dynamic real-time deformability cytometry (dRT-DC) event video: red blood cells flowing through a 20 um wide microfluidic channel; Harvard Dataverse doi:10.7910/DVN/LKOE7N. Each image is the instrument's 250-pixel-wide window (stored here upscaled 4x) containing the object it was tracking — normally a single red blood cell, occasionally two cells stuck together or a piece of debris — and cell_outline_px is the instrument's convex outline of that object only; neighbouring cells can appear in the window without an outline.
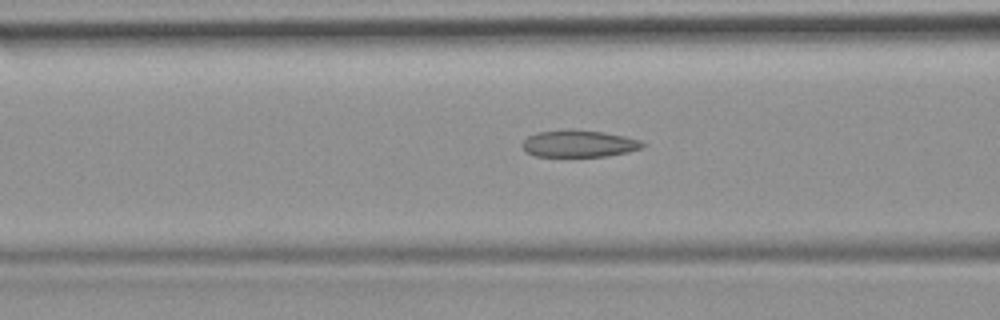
{"species": "common noctule bat (a hibernating species)", "species_latin": "Nyctalus noctula", "temperature_condition": "room temperature", "stored_images_in_passage": 27, "camera_frame_rate_fps": 3000, "um_per_image_px": 0.085, "animal": {"sex": "female", "body_mass_g": 19.9}, "frame": {"image": 1, "passage_image": 5, "time_ms": 1.333, "image_size_px": [1000, 320], "cell_outline_px": [[648, 144], [644, 148], [628, 152], [608, 156], [536, 156], [528, 152], [524, 148], [524, 140], [528, 136], [540, 132], [568, 128], [572, 128], [604, 132], [624, 136], [640, 140]], "centroid_in_image_um": [49.29, 12.19], "position_along_channel_um": 117.3, "area_um2": 19.02}}
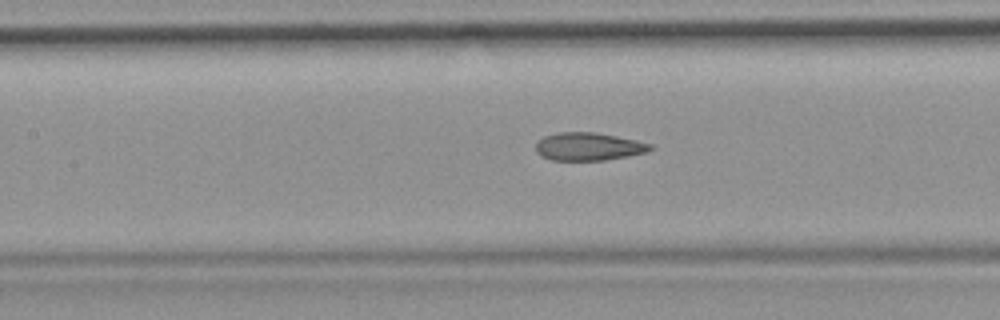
{"frame": {"image": 2, "passage_image": 8, "time_ms": 2.333, "image_size_px": [1000, 320], "cell_outline_px": [[652, 148], [648, 152], [628, 156], [604, 160], [552, 160], [540, 156], [536, 152], [536, 140], [544, 136], [556, 132], [596, 132], [636, 140], [652, 144]], "centroid_in_image_um": [49.99, 12.45], "position_along_channel_um": 157.4, "area_um2": 18.79}}